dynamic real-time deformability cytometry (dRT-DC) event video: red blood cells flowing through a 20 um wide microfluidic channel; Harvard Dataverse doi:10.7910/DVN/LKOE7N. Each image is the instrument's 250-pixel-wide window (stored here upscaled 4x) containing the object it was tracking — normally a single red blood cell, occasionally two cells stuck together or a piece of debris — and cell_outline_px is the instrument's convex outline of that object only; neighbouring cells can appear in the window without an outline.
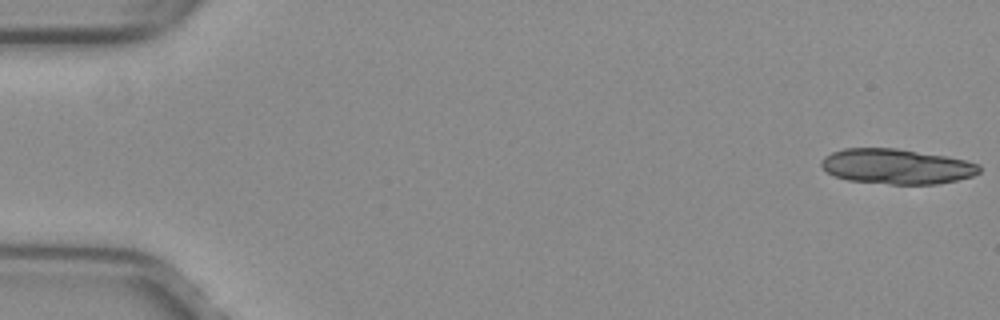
{"species": "common noctule bat (a hibernating species)", "species_latin": "Nyctalus noctula", "temperature_condition": "warm", "stored_images_in_passage": 15, "camera_frame_rate_fps": 3000, "um_per_image_px": 0.085, "animal": {"sex": "female", "body_mass_g": 29.2, "forearm_length_mm": 56.3}, "frame": {"image": 1, "passage_image": 1, "time_ms": 0.0, "image_size_px": [1000, 320], "cell_outline_px": [[980, 172], [972, 176], [956, 180], [936, 184], [888, 184], [848, 180], [836, 176], [828, 172], [820, 164], [824, 156], [832, 152], [844, 148], [896, 148], [944, 156], [964, 160], [980, 164]], "centroid_in_image_um": [76.2, 14.15], "position_along_channel_um": 8.8, "area_um2": 32.14}}